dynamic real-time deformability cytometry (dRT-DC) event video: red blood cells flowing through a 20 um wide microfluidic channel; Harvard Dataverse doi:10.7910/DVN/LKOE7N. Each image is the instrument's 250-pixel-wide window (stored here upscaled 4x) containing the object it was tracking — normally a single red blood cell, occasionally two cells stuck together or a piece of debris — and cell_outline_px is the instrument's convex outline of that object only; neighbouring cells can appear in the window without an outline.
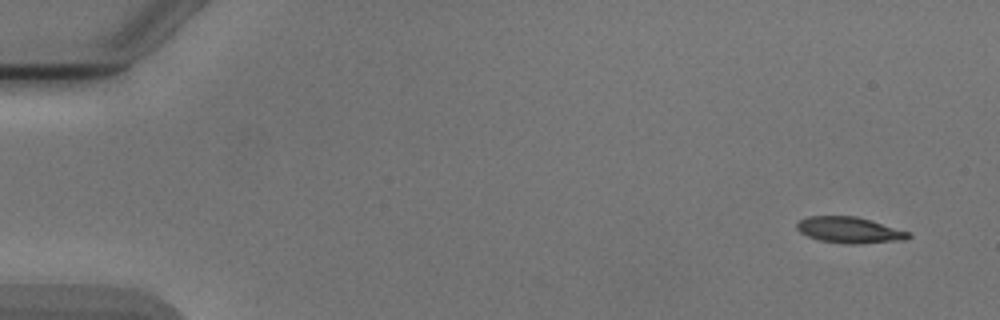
{"species": "Egyptian fruit bat (a non-hibernating species)", "species_latin": "Rousettus aegyptiacus", "temperature_condition": "cold", "stored_images_in_passage": 5, "camera_frame_rate_fps": 3000, "um_per_image_px": 0.085, "animal": {"sex": "male"}, "frame": {"image": 1, "passage_image": 1, "time_ms": 0.0, "image_size_px": [1000, 320], "cell_outline_px": [[912, 236], [908, 240], [860, 244], [844, 244], [820, 240], [808, 236], [800, 232], [796, 228], [796, 224], [800, 220], [808, 216], [856, 216], [872, 220], [912, 232]], "centroid_in_image_um": [72.28, 19.56], "position_along_channel_um": 12.7, "area_um2": 17.34}}